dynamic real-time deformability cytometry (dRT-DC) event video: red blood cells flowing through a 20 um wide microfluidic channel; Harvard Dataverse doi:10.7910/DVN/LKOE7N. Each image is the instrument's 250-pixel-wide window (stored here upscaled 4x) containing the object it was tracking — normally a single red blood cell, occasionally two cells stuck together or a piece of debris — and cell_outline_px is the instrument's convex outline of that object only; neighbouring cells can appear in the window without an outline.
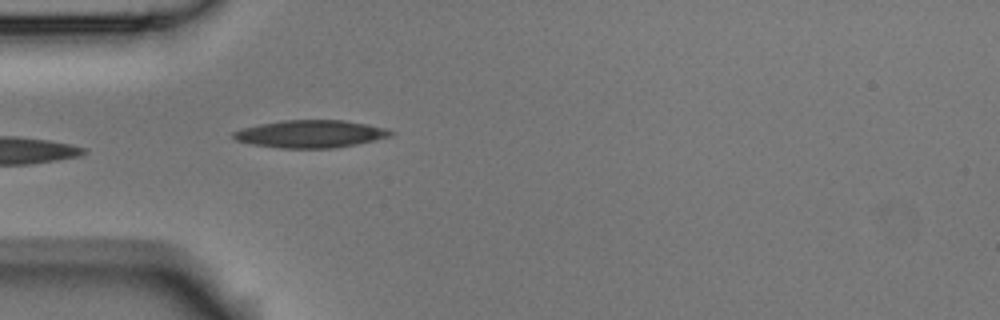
{"species": "Egyptian fruit bat (a non-hibernating species)", "species_latin": "Rousettus aegyptiacus", "temperature_condition": "room temperature", "stored_images_in_passage": 5, "camera_frame_rate_fps": 3000, "um_per_image_px": 0.085, "animal": {"sex": "male"}, "frame": {"image": 1, "passage_image": 5, "time_ms": 1.333, "image_size_px": [1000, 320], "cell_outline_px": [[396, 132], [392, 136], [356, 144], [332, 148], [280, 148], [252, 144], [236, 140], [232, 136], [232, 132], [244, 128], [260, 124], [284, 120], [344, 120], [368, 124], [384, 128]], "centroid_in_image_um": [26.41, 11.38], "position_along_channel_um": 58.6, "area_um2": 25.14}}